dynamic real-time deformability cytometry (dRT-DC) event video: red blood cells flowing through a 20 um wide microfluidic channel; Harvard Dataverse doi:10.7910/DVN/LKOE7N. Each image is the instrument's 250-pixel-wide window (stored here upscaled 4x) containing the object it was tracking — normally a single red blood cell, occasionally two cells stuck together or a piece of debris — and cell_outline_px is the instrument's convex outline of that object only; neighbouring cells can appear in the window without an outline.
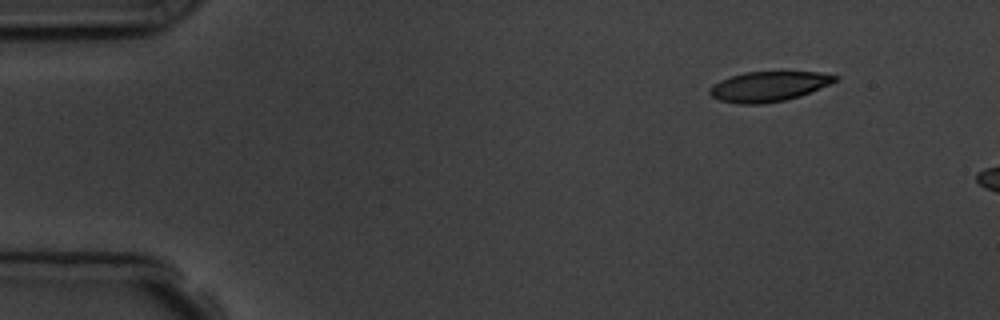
{"species": "common noctule bat (a hibernating species)", "species_latin": "Nyctalus noctula", "temperature_condition": "room temperature", "stored_images_in_passage": 3, "camera_frame_rate_fps": 3000, "um_per_image_px": 0.085, "animal": {"sex": "male", "body_mass_g": 19.5, "forearm_length_mm": 54.6}, "frame": {"image": 1, "passage_image": 1, "time_ms": 0.0, "image_size_px": [1000, 320], "cell_outline_px": [[840, 76], [832, 84], [800, 96], [784, 100], [764, 104], [740, 104], [720, 100], [712, 96], [708, 92], [708, 88], [712, 84], [720, 80], [744, 72], [820, 72]], "centroid_in_image_um": [65.34, 7.35], "position_along_channel_um": 19.7, "area_um2": 22.02}}